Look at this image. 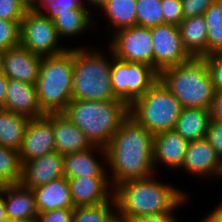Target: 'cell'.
Returning a JSON list of instances; mask_svg holds the SVG:
<instances>
[{
  "label": "cell",
  "mask_w": 222,
  "mask_h": 222,
  "mask_svg": "<svg viewBox=\"0 0 222 222\" xmlns=\"http://www.w3.org/2000/svg\"><path fill=\"white\" fill-rule=\"evenodd\" d=\"M154 135L130 115L105 147L112 187L132 179L156 175L153 164ZM111 174V175H110Z\"/></svg>",
  "instance_id": "cell-1"
},
{
  "label": "cell",
  "mask_w": 222,
  "mask_h": 222,
  "mask_svg": "<svg viewBox=\"0 0 222 222\" xmlns=\"http://www.w3.org/2000/svg\"><path fill=\"white\" fill-rule=\"evenodd\" d=\"M154 176L127 180L114 187L113 197L119 214L130 220L146 214L177 212V208L185 206L189 193Z\"/></svg>",
  "instance_id": "cell-2"
},
{
  "label": "cell",
  "mask_w": 222,
  "mask_h": 222,
  "mask_svg": "<svg viewBox=\"0 0 222 222\" xmlns=\"http://www.w3.org/2000/svg\"><path fill=\"white\" fill-rule=\"evenodd\" d=\"M62 113L85 133L93 145L105 148L129 116V106L121 100L72 99Z\"/></svg>",
  "instance_id": "cell-3"
},
{
  "label": "cell",
  "mask_w": 222,
  "mask_h": 222,
  "mask_svg": "<svg viewBox=\"0 0 222 222\" xmlns=\"http://www.w3.org/2000/svg\"><path fill=\"white\" fill-rule=\"evenodd\" d=\"M99 50H90L86 46L73 48L72 99L119 100L115 97L111 84L112 50L109 49L110 59Z\"/></svg>",
  "instance_id": "cell-4"
},
{
  "label": "cell",
  "mask_w": 222,
  "mask_h": 222,
  "mask_svg": "<svg viewBox=\"0 0 222 222\" xmlns=\"http://www.w3.org/2000/svg\"><path fill=\"white\" fill-rule=\"evenodd\" d=\"M158 80L178 99L182 108L210 109L215 94L206 61H189L162 70Z\"/></svg>",
  "instance_id": "cell-5"
},
{
  "label": "cell",
  "mask_w": 222,
  "mask_h": 222,
  "mask_svg": "<svg viewBox=\"0 0 222 222\" xmlns=\"http://www.w3.org/2000/svg\"><path fill=\"white\" fill-rule=\"evenodd\" d=\"M35 85L39 105L45 114L63 112L72 100L73 48L42 57Z\"/></svg>",
  "instance_id": "cell-6"
},
{
  "label": "cell",
  "mask_w": 222,
  "mask_h": 222,
  "mask_svg": "<svg viewBox=\"0 0 222 222\" xmlns=\"http://www.w3.org/2000/svg\"><path fill=\"white\" fill-rule=\"evenodd\" d=\"M181 111L178 99L159 80L129 105V115L153 135L173 130Z\"/></svg>",
  "instance_id": "cell-7"
},
{
  "label": "cell",
  "mask_w": 222,
  "mask_h": 222,
  "mask_svg": "<svg viewBox=\"0 0 222 222\" xmlns=\"http://www.w3.org/2000/svg\"><path fill=\"white\" fill-rule=\"evenodd\" d=\"M110 76L115 97L128 106L158 80V73L153 67L140 62L119 60L113 52Z\"/></svg>",
  "instance_id": "cell-8"
},
{
  "label": "cell",
  "mask_w": 222,
  "mask_h": 222,
  "mask_svg": "<svg viewBox=\"0 0 222 222\" xmlns=\"http://www.w3.org/2000/svg\"><path fill=\"white\" fill-rule=\"evenodd\" d=\"M53 20L42 12L26 10L20 22V45L31 53L53 56L65 52L68 48L60 46Z\"/></svg>",
  "instance_id": "cell-9"
},
{
  "label": "cell",
  "mask_w": 222,
  "mask_h": 222,
  "mask_svg": "<svg viewBox=\"0 0 222 222\" xmlns=\"http://www.w3.org/2000/svg\"><path fill=\"white\" fill-rule=\"evenodd\" d=\"M108 36L111 37L108 46L115 58L122 61L144 63L154 69L151 28L134 25L119 29Z\"/></svg>",
  "instance_id": "cell-10"
},
{
  "label": "cell",
  "mask_w": 222,
  "mask_h": 222,
  "mask_svg": "<svg viewBox=\"0 0 222 222\" xmlns=\"http://www.w3.org/2000/svg\"><path fill=\"white\" fill-rule=\"evenodd\" d=\"M151 38L154 70L158 74L192 58L183 47L180 31L176 25L164 23L151 27Z\"/></svg>",
  "instance_id": "cell-11"
},
{
  "label": "cell",
  "mask_w": 222,
  "mask_h": 222,
  "mask_svg": "<svg viewBox=\"0 0 222 222\" xmlns=\"http://www.w3.org/2000/svg\"><path fill=\"white\" fill-rule=\"evenodd\" d=\"M194 177H222V160L206 138L190 141L180 170Z\"/></svg>",
  "instance_id": "cell-12"
},
{
  "label": "cell",
  "mask_w": 222,
  "mask_h": 222,
  "mask_svg": "<svg viewBox=\"0 0 222 222\" xmlns=\"http://www.w3.org/2000/svg\"><path fill=\"white\" fill-rule=\"evenodd\" d=\"M55 151L52 121L46 116L28 122L19 150L21 164Z\"/></svg>",
  "instance_id": "cell-13"
},
{
  "label": "cell",
  "mask_w": 222,
  "mask_h": 222,
  "mask_svg": "<svg viewBox=\"0 0 222 222\" xmlns=\"http://www.w3.org/2000/svg\"><path fill=\"white\" fill-rule=\"evenodd\" d=\"M42 56L31 53L22 45L3 51L2 72L10 79L36 84Z\"/></svg>",
  "instance_id": "cell-14"
},
{
  "label": "cell",
  "mask_w": 222,
  "mask_h": 222,
  "mask_svg": "<svg viewBox=\"0 0 222 222\" xmlns=\"http://www.w3.org/2000/svg\"><path fill=\"white\" fill-rule=\"evenodd\" d=\"M64 155L53 151L22 164L20 183L34 189L52 180L64 177Z\"/></svg>",
  "instance_id": "cell-15"
},
{
  "label": "cell",
  "mask_w": 222,
  "mask_h": 222,
  "mask_svg": "<svg viewBox=\"0 0 222 222\" xmlns=\"http://www.w3.org/2000/svg\"><path fill=\"white\" fill-rule=\"evenodd\" d=\"M72 202L75 207L99 205L113 198L114 188L109 177L68 178Z\"/></svg>",
  "instance_id": "cell-16"
},
{
  "label": "cell",
  "mask_w": 222,
  "mask_h": 222,
  "mask_svg": "<svg viewBox=\"0 0 222 222\" xmlns=\"http://www.w3.org/2000/svg\"><path fill=\"white\" fill-rule=\"evenodd\" d=\"M95 155L100 156L107 163L106 149L102 146L94 145L88 150L64 155V177L67 179L81 176L109 177L106 169L108 167H105L107 164L104 165V161L101 162Z\"/></svg>",
  "instance_id": "cell-17"
},
{
  "label": "cell",
  "mask_w": 222,
  "mask_h": 222,
  "mask_svg": "<svg viewBox=\"0 0 222 222\" xmlns=\"http://www.w3.org/2000/svg\"><path fill=\"white\" fill-rule=\"evenodd\" d=\"M4 110L29 120L46 115L38 101L36 85L8 78Z\"/></svg>",
  "instance_id": "cell-18"
},
{
  "label": "cell",
  "mask_w": 222,
  "mask_h": 222,
  "mask_svg": "<svg viewBox=\"0 0 222 222\" xmlns=\"http://www.w3.org/2000/svg\"><path fill=\"white\" fill-rule=\"evenodd\" d=\"M188 141L174 129L154 135L153 140V164L155 172L158 165L165 166L169 170L181 169L187 150Z\"/></svg>",
  "instance_id": "cell-19"
},
{
  "label": "cell",
  "mask_w": 222,
  "mask_h": 222,
  "mask_svg": "<svg viewBox=\"0 0 222 222\" xmlns=\"http://www.w3.org/2000/svg\"><path fill=\"white\" fill-rule=\"evenodd\" d=\"M46 116L53 124L56 152L66 155L85 151L94 146L85 133L62 112L47 113Z\"/></svg>",
  "instance_id": "cell-20"
},
{
  "label": "cell",
  "mask_w": 222,
  "mask_h": 222,
  "mask_svg": "<svg viewBox=\"0 0 222 222\" xmlns=\"http://www.w3.org/2000/svg\"><path fill=\"white\" fill-rule=\"evenodd\" d=\"M8 220L38 218L33 189L21 183L2 185Z\"/></svg>",
  "instance_id": "cell-21"
},
{
  "label": "cell",
  "mask_w": 222,
  "mask_h": 222,
  "mask_svg": "<svg viewBox=\"0 0 222 222\" xmlns=\"http://www.w3.org/2000/svg\"><path fill=\"white\" fill-rule=\"evenodd\" d=\"M36 197L37 211H51L60 208H74L69 181L66 177L33 189Z\"/></svg>",
  "instance_id": "cell-22"
},
{
  "label": "cell",
  "mask_w": 222,
  "mask_h": 222,
  "mask_svg": "<svg viewBox=\"0 0 222 222\" xmlns=\"http://www.w3.org/2000/svg\"><path fill=\"white\" fill-rule=\"evenodd\" d=\"M57 11V16L52 20L61 41L67 37L70 39L76 35H83V32L88 31L95 24L94 22H97L93 18L94 15L91 14L92 10L87 7L77 9H62L60 7Z\"/></svg>",
  "instance_id": "cell-23"
},
{
  "label": "cell",
  "mask_w": 222,
  "mask_h": 222,
  "mask_svg": "<svg viewBox=\"0 0 222 222\" xmlns=\"http://www.w3.org/2000/svg\"><path fill=\"white\" fill-rule=\"evenodd\" d=\"M178 28L183 47L191 57L207 55V26L203 15L183 19Z\"/></svg>",
  "instance_id": "cell-24"
},
{
  "label": "cell",
  "mask_w": 222,
  "mask_h": 222,
  "mask_svg": "<svg viewBox=\"0 0 222 222\" xmlns=\"http://www.w3.org/2000/svg\"><path fill=\"white\" fill-rule=\"evenodd\" d=\"M211 121L210 109L182 108L174 130L188 142L206 138Z\"/></svg>",
  "instance_id": "cell-25"
},
{
  "label": "cell",
  "mask_w": 222,
  "mask_h": 222,
  "mask_svg": "<svg viewBox=\"0 0 222 222\" xmlns=\"http://www.w3.org/2000/svg\"><path fill=\"white\" fill-rule=\"evenodd\" d=\"M99 9L109 22L108 27L105 26L107 33L113 34L119 29L136 25V0H106Z\"/></svg>",
  "instance_id": "cell-26"
},
{
  "label": "cell",
  "mask_w": 222,
  "mask_h": 222,
  "mask_svg": "<svg viewBox=\"0 0 222 222\" xmlns=\"http://www.w3.org/2000/svg\"><path fill=\"white\" fill-rule=\"evenodd\" d=\"M29 119L0 108V145L20 150Z\"/></svg>",
  "instance_id": "cell-27"
},
{
  "label": "cell",
  "mask_w": 222,
  "mask_h": 222,
  "mask_svg": "<svg viewBox=\"0 0 222 222\" xmlns=\"http://www.w3.org/2000/svg\"><path fill=\"white\" fill-rule=\"evenodd\" d=\"M203 16L207 26V55L222 52V3L213 2Z\"/></svg>",
  "instance_id": "cell-28"
},
{
  "label": "cell",
  "mask_w": 222,
  "mask_h": 222,
  "mask_svg": "<svg viewBox=\"0 0 222 222\" xmlns=\"http://www.w3.org/2000/svg\"><path fill=\"white\" fill-rule=\"evenodd\" d=\"M21 176L19 151L0 145V186L20 183Z\"/></svg>",
  "instance_id": "cell-29"
},
{
  "label": "cell",
  "mask_w": 222,
  "mask_h": 222,
  "mask_svg": "<svg viewBox=\"0 0 222 222\" xmlns=\"http://www.w3.org/2000/svg\"><path fill=\"white\" fill-rule=\"evenodd\" d=\"M117 212L114 197L99 205L74 207L72 222H108Z\"/></svg>",
  "instance_id": "cell-30"
},
{
  "label": "cell",
  "mask_w": 222,
  "mask_h": 222,
  "mask_svg": "<svg viewBox=\"0 0 222 222\" xmlns=\"http://www.w3.org/2000/svg\"><path fill=\"white\" fill-rule=\"evenodd\" d=\"M136 25L154 27L164 24L161 0H136Z\"/></svg>",
  "instance_id": "cell-31"
},
{
  "label": "cell",
  "mask_w": 222,
  "mask_h": 222,
  "mask_svg": "<svg viewBox=\"0 0 222 222\" xmlns=\"http://www.w3.org/2000/svg\"><path fill=\"white\" fill-rule=\"evenodd\" d=\"M20 22L0 19V50L20 45Z\"/></svg>",
  "instance_id": "cell-32"
},
{
  "label": "cell",
  "mask_w": 222,
  "mask_h": 222,
  "mask_svg": "<svg viewBox=\"0 0 222 222\" xmlns=\"http://www.w3.org/2000/svg\"><path fill=\"white\" fill-rule=\"evenodd\" d=\"M202 58L206 61L214 90H222V52L211 53Z\"/></svg>",
  "instance_id": "cell-33"
},
{
  "label": "cell",
  "mask_w": 222,
  "mask_h": 222,
  "mask_svg": "<svg viewBox=\"0 0 222 222\" xmlns=\"http://www.w3.org/2000/svg\"><path fill=\"white\" fill-rule=\"evenodd\" d=\"M164 23L178 26L183 18L181 0H161Z\"/></svg>",
  "instance_id": "cell-34"
},
{
  "label": "cell",
  "mask_w": 222,
  "mask_h": 222,
  "mask_svg": "<svg viewBox=\"0 0 222 222\" xmlns=\"http://www.w3.org/2000/svg\"><path fill=\"white\" fill-rule=\"evenodd\" d=\"M26 9L16 0H0V19L21 21Z\"/></svg>",
  "instance_id": "cell-35"
},
{
  "label": "cell",
  "mask_w": 222,
  "mask_h": 222,
  "mask_svg": "<svg viewBox=\"0 0 222 222\" xmlns=\"http://www.w3.org/2000/svg\"><path fill=\"white\" fill-rule=\"evenodd\" d=\"M216 0H181L183 18L201 16L206 9Z\"/></svg>",
  "instance_id": "cell-36"
},
{
  "label": "cell",
  "mask_w": 222,
  "mask_h": 222,
  "mask_svg": "<svg viewBox=\"0 0 222 222\" xmlns=\"http://www.w3.org/2000/svg\"><path fill=\"white\" fill-rule=\"evenodd\" d=\"M74 208H60L39 212V222H72Z\"/></svg>",
  "instance_id": "cell-37"
},
{
  "label": "cell",
  "mask_w": 222,
  "mask_h": 222,
  "mask_svg": "<svg viewBox=\"0 0 222 222\" xmlns=\"http://www.w3.org/2000/svg\"><path fill=\"white\" fill-rule=\"evenodd\" d=\"M206 139L213 146L222 160V122L211 120L207 130Z\"/></svg>",
  "instance_id": "cell-38"
},
{
  "label": "cell",
  "mask_w": 222,
  "mask_h": 222,
  "mask_svg": "<svg viewBox=\"0 0 222 222\" xmlns=\"http://www.w3.org/2000/svg\"><path fill=\"white\" fill-rule=\"evenodd\" d=\"M60 7L62 9H77L79 7H87V4H84V0H58L48 4L41 12L48 18L53 19L57 16V9Z\"/></svg>",
  "instance_id": "cell-39"
},
{
  "label": "cell",
  "mask_w": 222,
  "mask_h": 222,
  "mask_svg": "<svg viewBox=\"0 0 222 222\" xmlns=\"http://www.w3.org/2000/svg\"><path fill=\"white\" fill-rule=\"evenodd\" d=\"M175 212L141 215L130 219L131 222H178Z\"/></svg>",
  "instance_id": "cell-40"
},
{
  "label": "cell",
  "mask_w": 222,
  "mask_h": 222,
  "mask_svg": "<svg viewBox=\"0 0 222 222\" xmlns=\"http://www.w3.org/2000/svg\"><path fill=\"white\" fill-rule=\"evenodd\" d=\"M211 120L222 122V90L215 91L210 107Z\"/></svg>",
  "instance_id": "cell-41"
},
{
  "label": "cell",
  "mask_w": 222,
  "mask_h": 222,
  "mask_svg": "<svg viewBox=\"0 0 222 222\" xmlns=\"http://www.w3.org/2000/svg\"><path fill=\"white\" fill-rule=\"evenodd\" d=\"M201 219L200 222H222V203L216 205V207Z\"/></svg>",
  "instance_id": "cell-42"
},
{
  "label": "cell",
  "mask_w": 222,
  "mask_h": 222,
  "mask_svg": "<svg viewBox=\"0 0 222 222\" xmlns=\"http://www.w3.org/2000/svg\"><path fill=\"white\" fill-rule=\"evenodd\" d=\"M8 78L0 72V108H4L6 99V88H7Z\"/></svg>",
  "instance_id": "cell-43"
},
{
  "label": "cell",
  "mask_w": 222,
  "mask_h": 222,
  "mask_svg": "<svg viewBox=\"0 0 222 222\" xmlns=\"http://www.w3.org/2000/svg\"><path fill=\"white\" fill-rule=\"evenodd\" d=\"M0 222H8L5 211L4 189L0 186Z\"/></svg>",
  "instance_id": "cell-44"
},
{
  "label": "cell",
  "mask_w": 222,
  "mask_h": 222,
  "mask_svg": "<svg viewBox=\"0 0 222 222\" xmlns=\"http://www.w3.org/2000/svg\"><path fill=\"white\" fill-rule=\"evenodd\" d=\"M58 0H35L33 10L41 12L48 4Z\"/></svg>",
  "instance_id": "cell-45"
},
{
  "label": "cell",
  "mask_w": 222,
  "mask_h": 222,
  "mask_svg": "<svg viewBox=\"0 0 222 222\" xmlns=\"http://www.w3.org/2000/svg\"><path fill=\"white\" fill-rule=\"evenodd\" d=\"M108 222H131L128 218H126L125 216L119 214L118 212H116L110 219Z\"/></svg>",
  "instance_id": "cell-46"
},
{
  "label": "cell",
  "mask_w": 222,
  "mask_h": 222,
  "mask_svg": "<svg viewBox=\"0 0 222 222\" xmlns=\"http://www.w3.org/2000/svg\"><path fill=\"white\" fill-rule=\"evenodd\" d=\"M19 2L26 10H33L35 0H16Z\"/></svg>",
  "instance_id": "cell-47"
},
{
  "label": "cell",
  "mask_w": 222,
  "mask_h": 222,
  "mask_svg": "<svg viewBox=\"0 0 222 222\" xmlns=\"http://www.w3.org/2000/svg\"><path fill=\"white\" fill-rule=\"evenodd\" d=\"M106 0H84V2H88V6H95V10H97ZM90 4V5H89Z\"/></svg>",
  "instance_id": "cell-48"
},
{
  "label": "cell",
  "mask_w": 222,
  "mask_h": 222,
  "mask_svg": "<svg viewBox=\"0 0 222 222\" xmlns=\"http://www.w3.org/2000/svg\"><path fill=\"white\" fill-rule=\"evenodd\" d=\"M8 222H39L38 218L8 220Z\"/></svg>",
  "instance_id": "cell-49"
},
{
  "label": "cell",
  "mask_w": 222,
  "mask_h": 222,
  "mask_svg": "<svg viewBox=\"0 0 222 222\" xmlns=\"http://www.w3.org/2000/svg\"><path fill=\"white\" fill-rule=\"evenodd\" d=\"M2 56H3V51L0 50V72H2Z\"/></svg>",
  "instance_id": "cell-50"
}]
</instances>
